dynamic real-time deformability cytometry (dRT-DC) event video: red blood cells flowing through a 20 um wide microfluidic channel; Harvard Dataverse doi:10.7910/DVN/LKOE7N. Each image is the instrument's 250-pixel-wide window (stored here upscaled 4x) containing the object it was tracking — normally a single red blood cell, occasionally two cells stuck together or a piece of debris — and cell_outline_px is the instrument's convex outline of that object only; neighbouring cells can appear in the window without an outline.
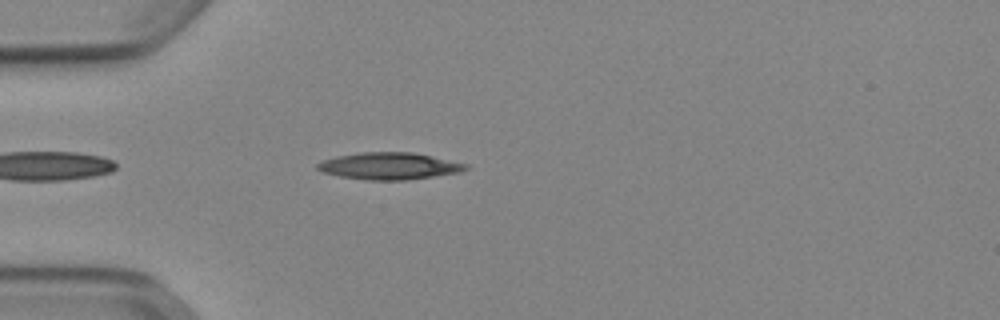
{"species": "Egyptian fruit bat (a non-hibernating species)", "species_latin": "Rousettus aegyptiacus", "temperature_condition": "cold", "stored_images_in_passage": 41, "camera_frame_rate_fps": 3000, "um_per_image_px": 0.085, "animal": {"sex": "female"}, "frame": {"image": 1, "passage_image": 4, "time_ms": 1.0, "image_size_px": [1000, 320], "cell_outline_px": [[468, 168], [460, 172], [408, 180], [368, 180], [340, 176], [324, 172], [316, 168], [316, 164], [324, 160], [336, 156], [360, 152], [412, 152], [432, 156], [468, 164]], "centroid_in_image_um": [33.09, 14.11], "position_along_channel_um": 51.9, "area_um2": 23.18}}
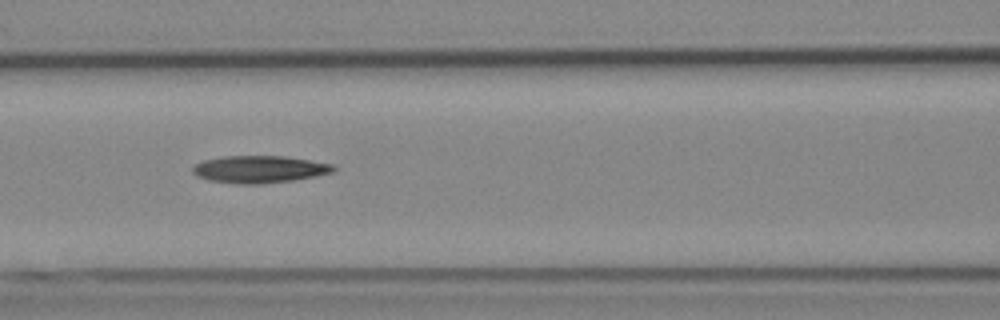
{"frame": {"image": 2, "passage_image": 12, "time_ms": 3.667, "image_size_px": [1000, 320], "cell_outline_px": [[336, 168], [332, 172], [316, 176], [292, 180], [260, 184], [240, 184], [208, 180], [196, 176], [192, 172], [192, 168], [196, 164], [204, 160], [224, 156], [284, 156], [332, 164]], "centroid_in_image_um": [22.02, 14.39], "position_along_channel_um": 144.6, "area_um2": 22.2}}
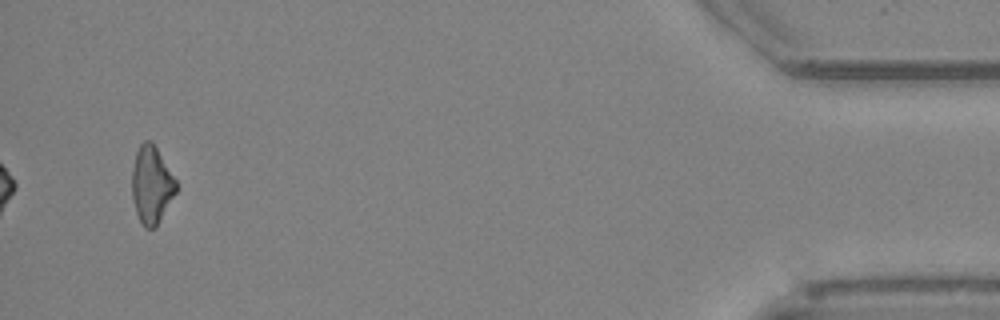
{"frame": {"image": 3, "passage_image": 39, "time_ms": 12.667, "image_size_px": [1000, 320], "cell_outline_px": [[176, 192], [156, 228], [144, 228], [136, 212], [132, 196], [132, 168], [136, 152], [140, 144], [144, 140], [152, 140], [176, 180]], "centroid_in_image_um": [12.87, 15.7], "position_along_channel_um": 422.3, "area_um2": 19.88}}